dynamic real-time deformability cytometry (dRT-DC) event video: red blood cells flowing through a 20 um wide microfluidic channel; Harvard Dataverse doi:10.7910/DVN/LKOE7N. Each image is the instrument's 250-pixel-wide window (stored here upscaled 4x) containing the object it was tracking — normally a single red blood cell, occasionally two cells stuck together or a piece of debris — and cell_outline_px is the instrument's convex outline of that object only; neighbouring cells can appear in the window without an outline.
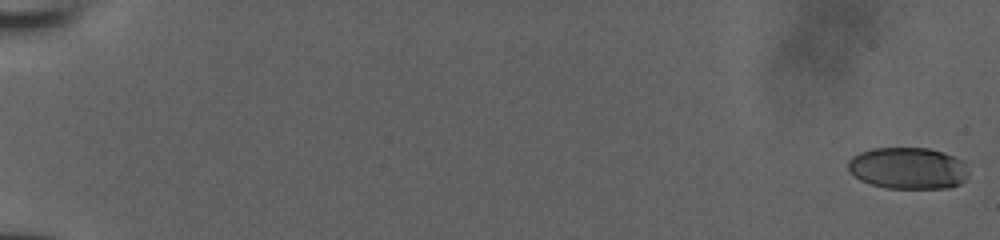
{"species": "human", "species_latin": "Homo sapiens", "temperature_condition": "room temperature", "stored_images_in_passage": 53, "camera_frame_rate_fps": 3000, "um_per_image_px": 0.085, "donor": {"sex": "male"}, "frame": {"image": 1, "passage_image": 1, "time_ms": 0.0, "image_size_px": [1000, 240], "cell_outline_px": [[968, 176], [960, 184], [948, 188], [884, 188], [860, 180], [848, 172], [848, 160], [852, 156], [860, 152], [872, 148], [928, 148], [944, 152], [964, 160], [968, 172]], "centroid_in_image_um": [77.18, 14.29], "position_along_channel_um": 7.8, "area_um2": 29.59}}
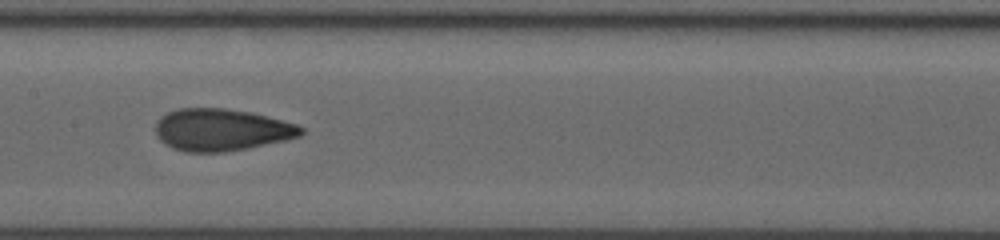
{"frame": {"image": 2, "passage_image": 30, "time_ms": 9.667, "image_size_px": [1000, 240], "cell_outline_px": [[304, 132], [300, 136], [284, 140], [248, 148], [224, 152], [184, 152], [172, 148], [164, 144], [156, 136], [156, 124], [160, 116], [168, 112], [180, 108], [224, 108], [248, 112], [296, 124], [304, 128]], "centroid_in_image_um": [18.78, 11.04], "position_along_channel_um": 188.6, "area_um2": 35.55}}
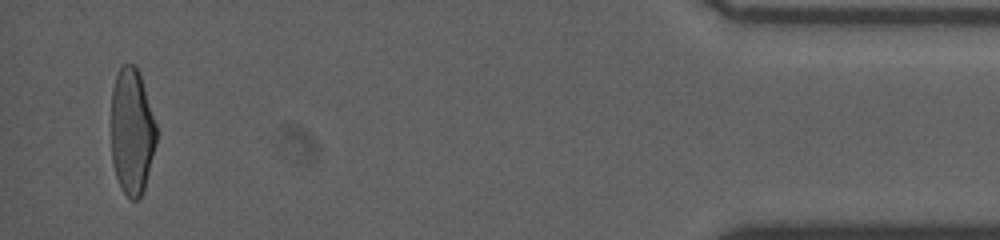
{"frame": {"image": 3, "passage_image": 52, "time_ms": 17.0, "image_size_px": [1000, 240], "cell_outline_px": [[156, 144], [144, 188], [140, 196], [136, 200], [132, 200], [124, 192], [116, 176], [112, 160], [112, 88], [116, 76], [120, 68], [124, 64], [132, 64], [140, 72], [156, 124]], "centroid_in_image_um": [11.21, 11.15], "position_along_channel_um": 424.0, "area_um2": 32.95}}